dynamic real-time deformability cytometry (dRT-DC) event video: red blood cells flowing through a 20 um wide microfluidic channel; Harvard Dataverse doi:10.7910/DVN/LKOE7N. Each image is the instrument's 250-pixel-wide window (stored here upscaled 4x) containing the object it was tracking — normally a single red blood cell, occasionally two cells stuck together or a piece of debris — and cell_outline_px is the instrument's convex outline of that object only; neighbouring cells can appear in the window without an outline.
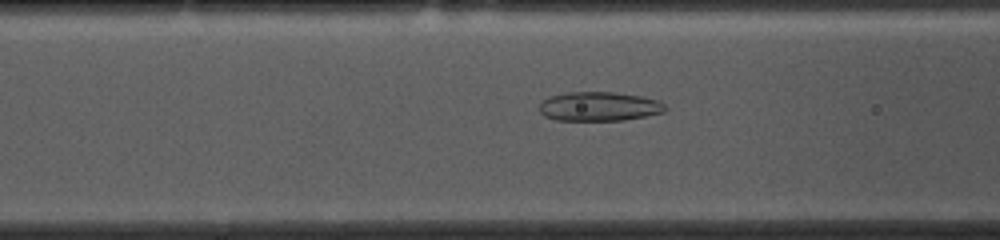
{"species": "common noctule bat (a hibernating species)", "species_latin": "Nyctalus noctula", "temperature_condition": "cold", "stored_images_in_passage": 53, "camera_frame_rate_fps": 3000, "um_per_image_px": 0.085, "animal": {"sex": "female", "body_mass_g": 10.0, "forearm_length_mm": 53.1}, "frame": {"image": 1, "passage_image": 19, "time_ms": 6.0, "image_size_px": [1000, 240], "cell_outline_px": [[668, 108], [664, 112], [624, 120], [556, 120], [544, 116], [540, 112], [540, 104], [544, 100], [552, 96], [568, 92], [612, 92], [640, 96], [660, 100]], "centroid_in_image_um": [50.95, 9.05], "position_along_channel_um": 115.6, "area_um2": 21.27}}
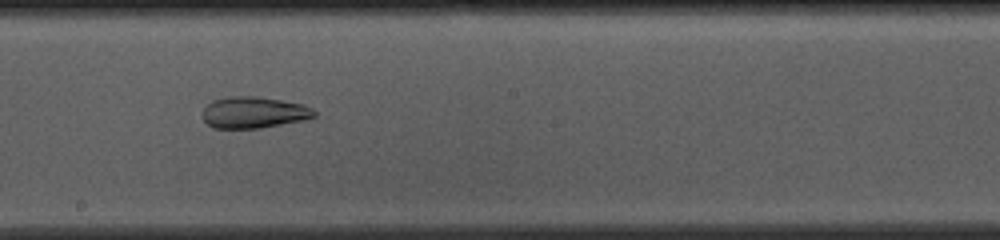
{"frame": {"image": 2, "passage_image": 28, "time_ms": 9.0, "image_size_px": [1000, 240], "cell_outline_px": [[316, 116], [304, 120], [260, 128], [212, 128], [200, 116], [200, 112], [212, 100], [228, 96], [256, 96], [304, 104], [312, 108], [316, 112]], "centroid_in_image_um": [21.54, 9.55], "position_along_channel_um": 226.7, "area_um2": 20.69}}
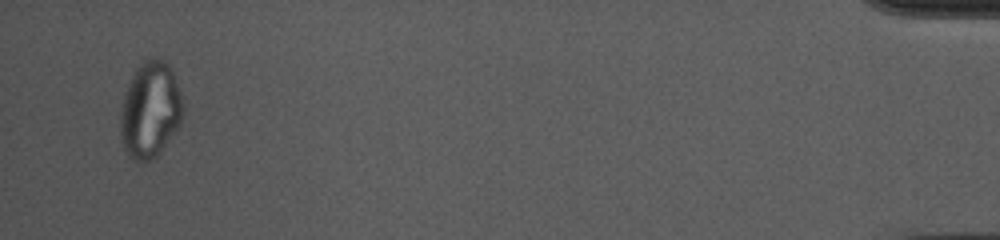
{"frame": {"image": 3, "passage_image": 51, "time_ms": 16.667, "image_size_px": [1000, 240], "cell_outline_px": [[184, 112], [180, 124], [160, 152], [156, 156], [140, 164], [128, 156], [120, 140], [120, 112], [124, 96], [128, 84], [136, 68], [144, 60], [152, 56], [164, 60], [172, 68], [184, 104]], "centroid_in_image_um": [12.77, 9.34], "position_along_channel_um": 422.4, "area_um2": 35.49}, "authors_computed_cell_mechanics": {"area_um2": 27.0504, "velocity_mm_per_s": 3.6981, "shape_relaxation_time_tau1_ms": null, "shape_relaxation_time_tau2_ms": 2.5381, "deformation_change_tau1": null, "deformation_change_tau2": 0.0782}}